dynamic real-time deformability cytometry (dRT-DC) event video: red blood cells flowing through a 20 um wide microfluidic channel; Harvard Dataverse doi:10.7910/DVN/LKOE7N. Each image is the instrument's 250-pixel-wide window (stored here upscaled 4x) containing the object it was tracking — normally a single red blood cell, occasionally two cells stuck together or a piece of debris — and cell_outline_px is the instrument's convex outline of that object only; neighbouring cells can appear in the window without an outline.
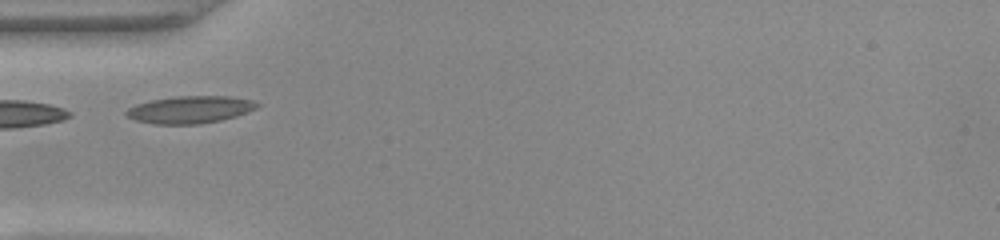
{"species": "common noctule bat (a hibernating species)", "species_latin": "Nyctalus noctula", "temperature_condition": "warm", "stored_images_in_passage": 34, "camera_frame_rate_fps": 3000, "um_per_image_px": 0.085, "animal": {"sex": "female", "body_mass_g": 22.0, "forearm_length_mm": 56.7}, "frame": {"image": 1, "passage_image": 1, "time_ms": 0.0, "image_size_px": [1000, 240], "cell_outline_px": [[260, 104], [256, 108], [248, 112], [236, 116], [220, 120], [196, 124], [156, 124], [136, 120], [128, 116], [124, 112], [128, 108], [136, 104], [152, 100], [176, 96], [228, 96], [252, 100]], "centroid_in_image_um": [16.16, 9.31], "position_along_channel_um": 68.8, "area_um2": 20.63}}
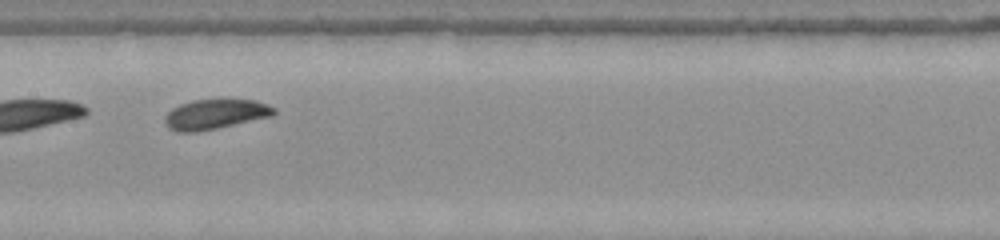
{"frame": {"image": 2, "passage_image": 10, "time_ms": 3.0, "image_size_px": [1000, 240], "cell_outline_px": [[276, 112], [272, 116], [216, 128], [196, 132], [180, 132], [168, 128], [164, 120], [164, 116], [172, 108], [180, 104], [192, 100], [256, 100], [268, 104], [276, 108]], "centroid_in_image_um": [18.29, 9.71], "position_along_channel_um": 189.1, "area_um2": 18.9}, "authors_computed_cell_mechanics": {"area_um2": 18.9006, "velocity_mm_per_s": 4.012, "shape_relaxation_time_tau1_ms": 1.3313, "shape_relaxation_time_tau2_ms": null, "deformation_change_tau1": 0.0545, "deformation_change_tau2": null}}